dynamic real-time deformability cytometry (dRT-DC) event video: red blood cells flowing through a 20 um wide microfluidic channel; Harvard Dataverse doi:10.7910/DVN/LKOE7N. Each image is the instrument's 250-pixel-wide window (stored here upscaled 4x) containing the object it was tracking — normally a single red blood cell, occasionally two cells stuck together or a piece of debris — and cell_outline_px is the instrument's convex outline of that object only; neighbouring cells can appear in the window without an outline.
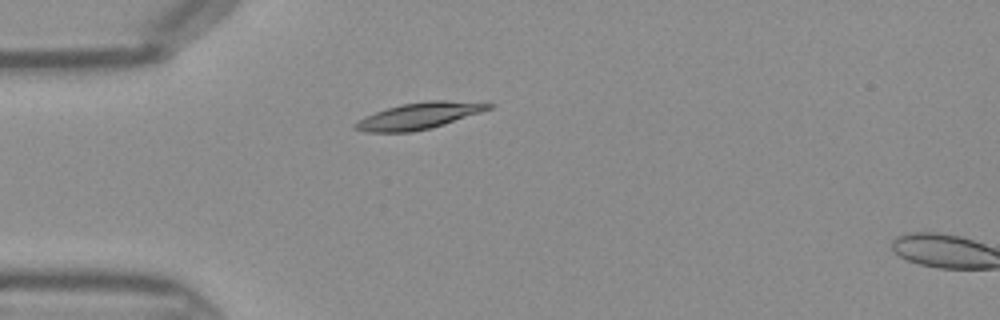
{"species": "Egyptian fruit bat (a non-hibernating species)", "species_latin": "Rousettus aegyptiacus", "temperature_condition": "warm", "stored_images_in_passage": 14, "camera_frame_rate_fps": 3000, "um_per_image_px": 0.085, "frame": {"image": 1, "passage_image": 12, "time_ms": 3.667, "image_size_px": [1000, 320], "cell_outline_px": [[496, 104], [492, 108], [444, 124], [412, 132], [364, 132], [352, 128], [352, 124], [364, 116], [388, 108], [404, 104], [428, 100], [488, 100]], "centroid_in_image_um": [35.71, 9.81], "position_along_channel_um": 49.3, "area_um2": 20.92}}